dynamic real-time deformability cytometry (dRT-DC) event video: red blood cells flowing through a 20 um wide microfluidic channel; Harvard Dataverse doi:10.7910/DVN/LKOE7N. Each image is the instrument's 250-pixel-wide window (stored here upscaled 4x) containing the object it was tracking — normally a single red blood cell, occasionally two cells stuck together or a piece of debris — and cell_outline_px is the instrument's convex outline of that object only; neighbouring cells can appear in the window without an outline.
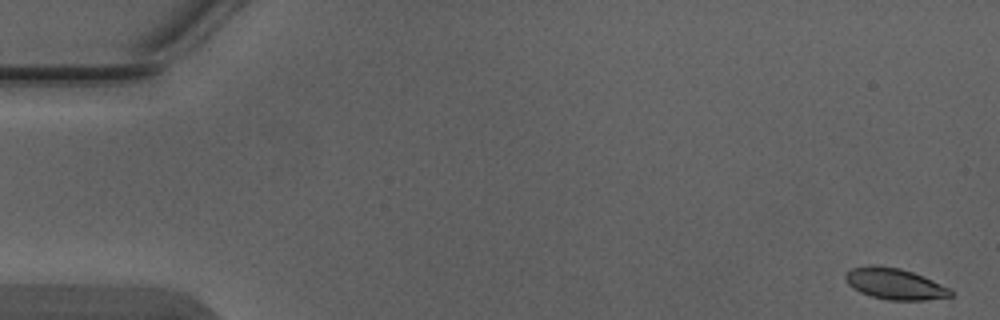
{"species": "Egyptian fruit bat (a non-hibernating species)", "species_latin": "Rousettus aegyptiacus", "temperature_condition": "warm", "stored_images_in_passage": 5, "camera_frame_rate_fps": 3000, "um_per_image_px": 0.085, "animal": {"sex": "male"}, "frame": {"image": 1, "passage_image": 1, "time_ms": 0.0, "image_size_px": [1000, 320], "cell_outline_px": [[956, 292], [952, 296], [924, 300], [888, 300], [872, 296], [860, 292], [852, 288], [844, 280], [844, 276], [852, 268], [868, 264], [900, 268], [924, 276], [952, 288]], "centroid_in_image_um": [76.09, 24.12], "position_along_channel_um": 8.9, "area_um2": 19.36}}
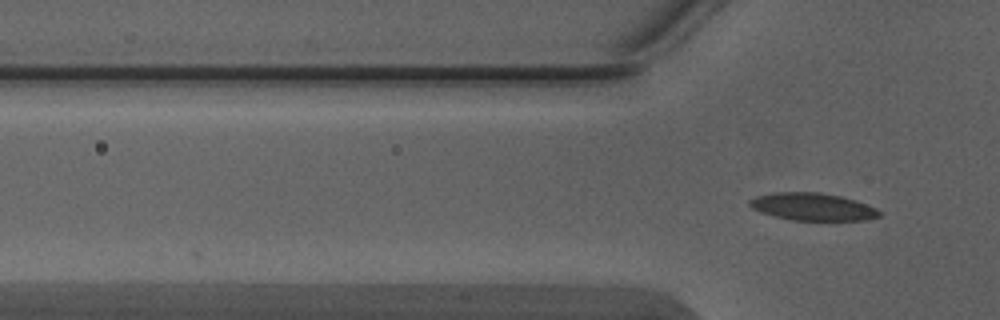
{"frame": {"image": 2, "passage_image": 5, "time_ms": 1.333, "image_size_px": [1000, 320], "cell_outline_px": [[880, 216], [864, 220], [792, 220], [760, 212], [752, 208], [748, 204], [748, 200], [756, 196], [772, 192], [820, 192], [840, 196], [856, 200], [876, 208], [880, 212]], "centroid_in_image_um": [69.04, 17.56], "position_along_channel_um": 56.8, "area_um2": 20.75}}